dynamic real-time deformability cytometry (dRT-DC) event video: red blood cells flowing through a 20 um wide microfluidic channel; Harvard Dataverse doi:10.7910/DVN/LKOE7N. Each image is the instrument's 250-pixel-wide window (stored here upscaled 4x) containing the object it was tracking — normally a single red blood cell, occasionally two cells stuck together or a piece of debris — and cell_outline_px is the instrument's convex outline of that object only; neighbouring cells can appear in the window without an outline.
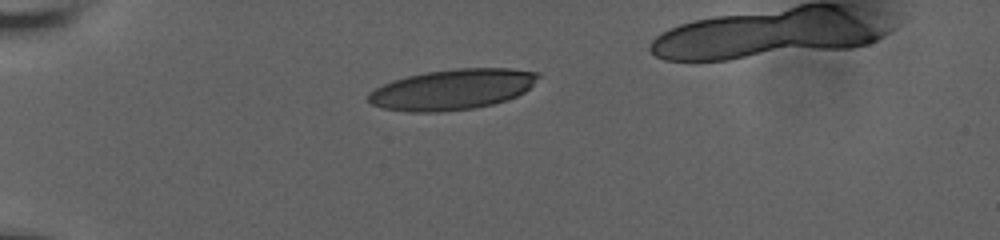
{"species": "human", "species_latin": "Homo sapiens", "temperature_condition": "room temperature", "stored_images_in_passage": 13, "camera_frame_rate_fps": 3000, "um_per_image_px": 0.085, "donor": {"sex": "male"}, "frame": {"image": 1, "passage_image": 1, "time_ms": 0.0, "image_size_px": [1000, 240], "cell_outline_px": [[540, 76], [524, 92], [516, 96], [492, 104], [472, 108], [440, 112], [408, 112], [380, 108], [364, 100], [368, 92], [392, 80], [408, 76], [428, 72], [456, 68], [512, 68], [540, 72]], "centroid_in_image_um": [38.4, 7.6], "position_along_channel_um": 46.6, "area_um2": 40.17}}
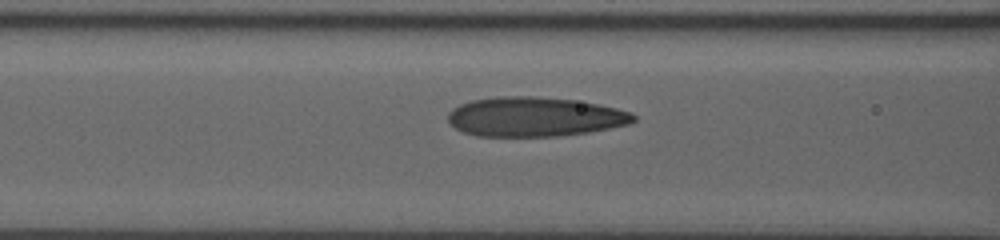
{"frame": {"image": 2, "passage_image": 6, "time_ms": 3.0, "image_size_px": [1000, 240], "cell_outline_px": [[636, 120], [628, 124], [588, 132], [556, 136], [476, 136], [464, 132], [456, 128], [448, 120], [448, 112], [452, 108], [460, 104], [472, 100], [496, 96], [532, 96], [572, 100], [600, 104], [632, 112], [636, 116]], "centroid_in_image_um": [45.43, 9.92], "position_along_channel_um": 121.2, "area_um2": 42.6}}
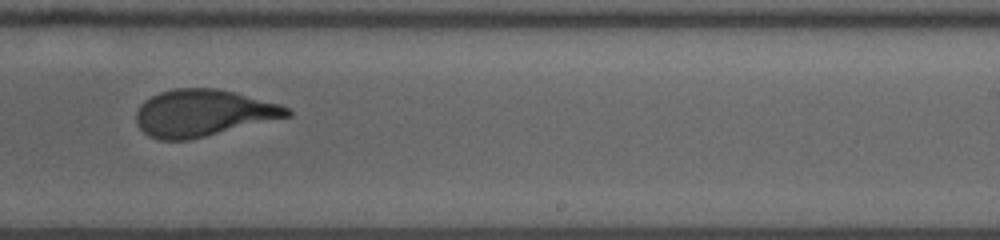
{"frame": {"image": 3, "passage_image": 12, "time_ms": 7.0, "image_size_px": [1000, 240], "cell_outline_px": [[292, 116], [188, 140], [160, 140], [148, 136], [136, 124], [136, 112], [140, 104], [144, 100], [160, 92], [172, 88], [216, 88], [280, 104], [288, 108], [292, 112]], "centroid_in_image_um": [17.23, 9.61], "position_along_channel_um": 271.8, "area_um2": 41.1}}